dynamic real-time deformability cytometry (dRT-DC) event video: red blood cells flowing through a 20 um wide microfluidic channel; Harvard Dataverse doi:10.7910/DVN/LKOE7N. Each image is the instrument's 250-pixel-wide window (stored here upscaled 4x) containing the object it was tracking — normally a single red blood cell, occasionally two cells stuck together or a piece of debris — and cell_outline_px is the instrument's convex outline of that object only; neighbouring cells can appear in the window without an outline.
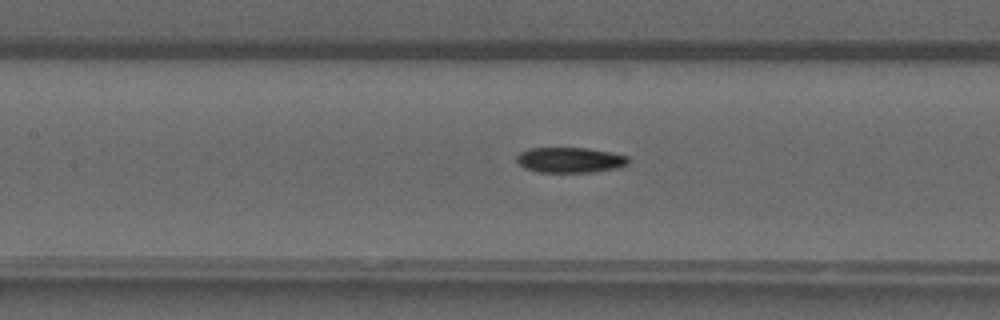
{"species": "common noctule bat (a hibernating species)", "species_latin": "Nyctalus noctula", "temperature_condition": "warm", "stored_images_in_passage": 49, "camera_frame_rate_fps": 3000, "um_per_image_px": 0.085, "animal": {"sex": "male", "forearm_length_mm": 52.5}, "frame": {"image": 1, "passage_image": 23, "time_ms": 7.333, "image_size_px": [1000, 320], "cell_outline_px": [[628, 164], [620, 168], [592, 172], [536, 172], [524, 168], [516, 160], [516, 156], [520, 152], [528, 148], [588, 148], [612, 152], [628, 156]], "centroid_in_image_um": [48.46, 13.6], "position_along_channel_um": 158.9, "area_um2": 16.7}}
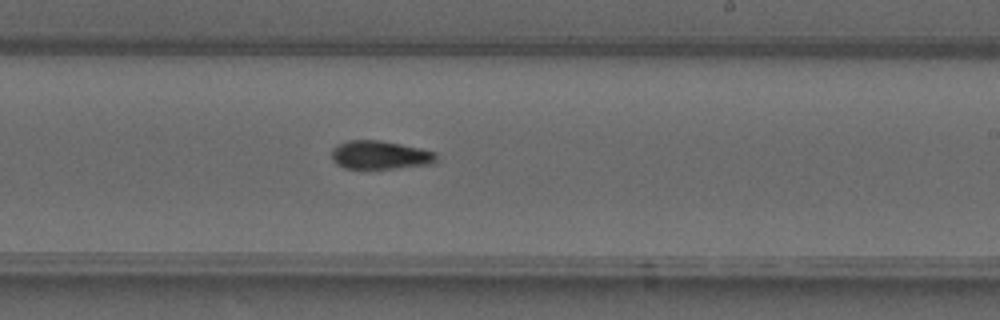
{"frame": {"image": 2, "passage_image": 30, "time_ms": 9.667, "image_size_px": [1000, 320], "cell_outline_px": [[436, 164], [396, 168], [344, 168], [336, 164], [332, 160], [332, 148], [336, 144], [348, 140], [380, 140], [420, 148], [436, 152]], "centroid_in_image_um": [32.3, 13.17], "position_along_channel_um": 256.7, "area_um2": 17.51}}
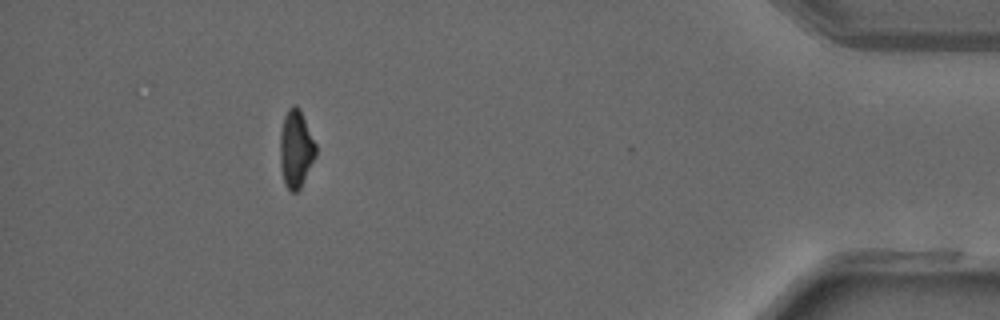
{"frame": {"image": 3, "passage_image": 45, "time_ms": 14.667, "image_size_px": [1000, 320], "cell_outline_px": [[316, 156], [300, 188], [296, 192], [292, 192], [284, 184], [280, 164], [280, 132], [284, 116], [288, 108], [292, 104], [296, 104], [300, 108], [316, 144]], "centroid_in_image_um": [25.15, 12.62], "position_along_channel_um": 410.1, "area_um2": 16.3}}